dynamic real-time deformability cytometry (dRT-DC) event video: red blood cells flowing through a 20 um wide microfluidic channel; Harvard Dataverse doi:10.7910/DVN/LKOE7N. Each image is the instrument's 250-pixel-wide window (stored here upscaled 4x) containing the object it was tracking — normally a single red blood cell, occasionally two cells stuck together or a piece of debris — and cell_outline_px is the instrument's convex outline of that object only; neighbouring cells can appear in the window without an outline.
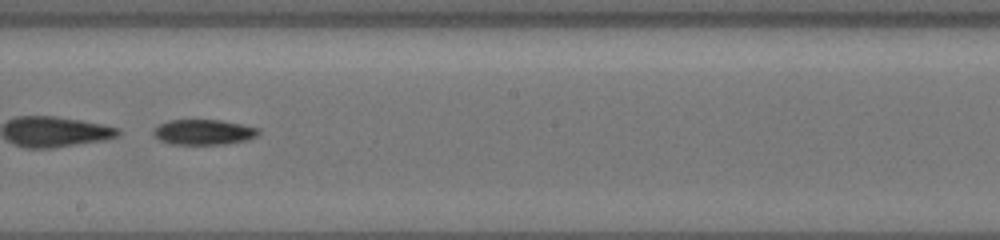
{"species": "common noctule bat (a hibernating species)", "species_latin": "Nyctalus noctula", "temperature_condition": "cold", "stored_images_in_passage": 39, "segment_of_instrument_passage": [2, 2], "camera_frame_rate_fps": 3000, "um_per_image_px": 0.085, "animal": {"sex": "female", "body_mass_g": 19.5, "forearm_length_mm": 54.1}, "frame": {"image": 1, "passage_image": 25, "time_ms": 11.0, "image_size_px": [1000, 240], "cell_outline_px": [[260, 132], [256, 136], [244, 140], [220, 144], [168, 144], [160, 140], [152, 132], [160, 124], [172, 120], [216, 120], [240, 124], [256, 128]], "centroid_in_image_um": [17.26, 11.23], "position_along_channel_um": 230.9, "area_um2": 15.03}}
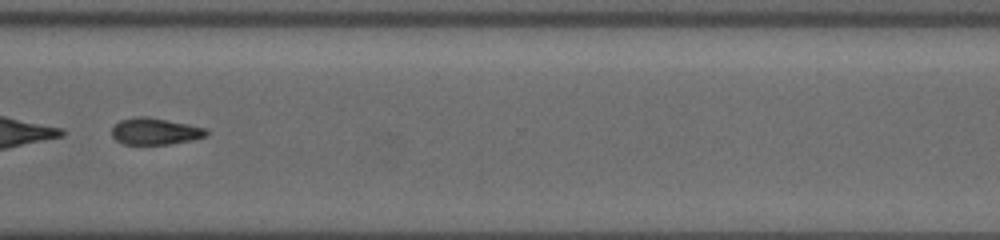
{"frame": {"image": 2, "passage_image": 33, "time_ms": 14.333, "image_size_px": [1000, 240], "cell_outline_px": [[208, 136], [192, 140], [168, 144], [124, 144], [116, 140], [112, 136], [112, 128], [120, 120], [136, 116], [148, 116], [188, 124], [204, 128], [208, 132]], "centroid_in_image_um": [13.18, 11.16], "position_along_channel_um": 357.4, "area_um2": 14.68}}